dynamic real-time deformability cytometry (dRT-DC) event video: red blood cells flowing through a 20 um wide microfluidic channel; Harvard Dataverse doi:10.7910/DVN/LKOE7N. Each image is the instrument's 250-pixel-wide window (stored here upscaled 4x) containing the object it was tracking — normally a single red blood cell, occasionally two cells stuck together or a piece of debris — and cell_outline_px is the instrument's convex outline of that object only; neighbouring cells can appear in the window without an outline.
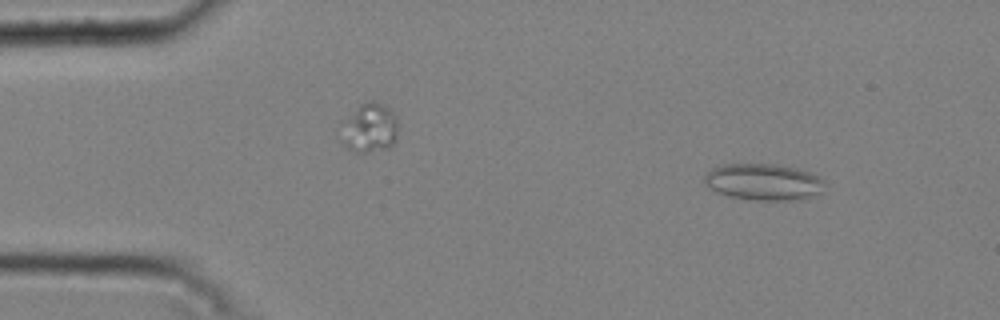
{"species": "common noctule bat (a hibernating species)", "species_latin": "Nyctalus noctula", "temperature_condition": "cold", "stored_images_in_passage": 50, "camera_frame_rate_fps": 3000, "um_per_image_px": 0.085, "animal": {"sex": "male", "body_mass_g": 20.4}, "frame": {"image": 1, "passage_image": 6, "time_ms": 1.667, "image_size_px": [1000, 320], "cell_outline_px": [[824, 192], [800, 200], [756, 200], [728, 196], [716, 192], [708, 188], [704, 180], [704, 176], [712, 168], [724, 164], [776, 164], [796, 168], [808, 172], [824, 180]], "centroid_in_image_um": [64.9, 15.47], "position_along_channel_um": 20.1, "area_um2": 25.72}}
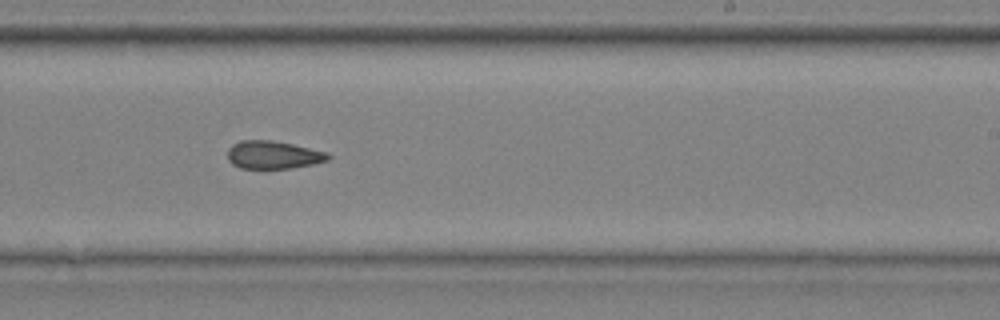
{"frame": {"image": 2, "passage_image": 32, "time_ms": 10.333, "image_size_px": [1000, 320], "cell_outline_px": [[332, 156], [328, 160], [312, 164], [292, 168], [240, 168], [232, 164], [228, 160], [228, 148], [232, 144], [240, 140], [272, 140], [292, 144], [328, 152]], "centroid_in_image_um": [23.22, 13.16], "position_along_channel_um": 265.8, "area_um2": 16.42}}
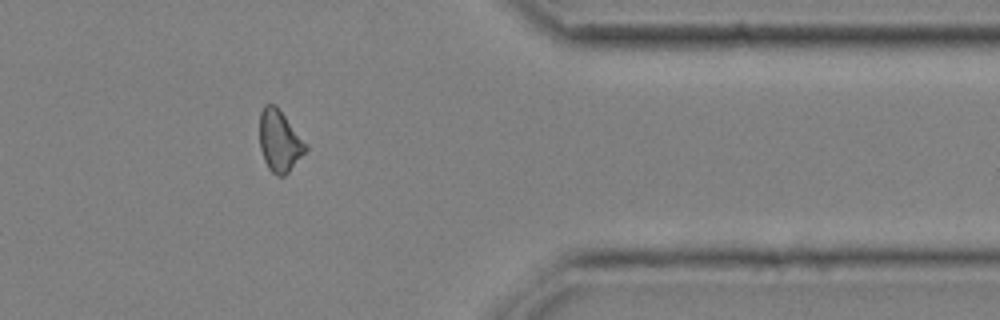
{"frame": {"image": 3, "passage_image": 43, "time_ms": 14.0, "image_size_px": [1000, 320], "cell_outline_px": [[308, 148], [288, 172], [284, 176], [276, 176], [268, 168], [264, 160], [260, 148], [260, 112], [264, 104], [276, 104], [308, 144]], "centroid_in_image_um": [23.76, 11.96], "position_along_channel_um": 387.6, "area_um2": 16.65}, "authors_computed_cell_mechanics": {"area_um2": 16.6464, "velocity_mm_per_s": 3.7774, "shape_relaxation_time_tau1_ms": null, "shape_relaxation_time_tau2_ms": 4.0032, "deformation_change_tau1": null, "deformation_change_tau2": 0.1137}}